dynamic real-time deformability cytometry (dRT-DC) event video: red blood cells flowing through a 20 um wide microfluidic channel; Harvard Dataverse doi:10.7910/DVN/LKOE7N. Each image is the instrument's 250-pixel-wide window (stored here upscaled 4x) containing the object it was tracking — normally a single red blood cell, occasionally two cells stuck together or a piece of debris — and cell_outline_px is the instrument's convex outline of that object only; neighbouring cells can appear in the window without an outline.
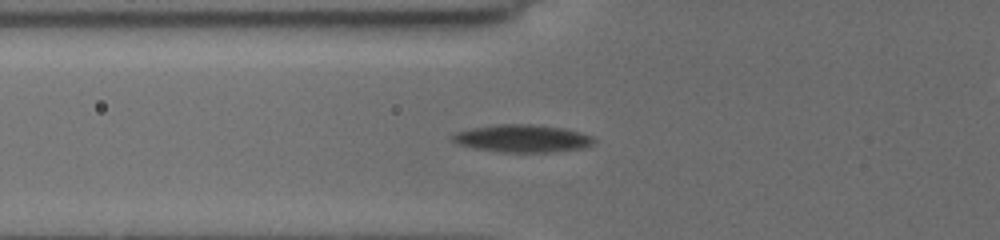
{"species": "common noctule bat (a hibernating species)", "species_latin": "Nyctalus noctula", "temperature_condition": "cold", "stored_images_in_passage": 22, "camera_frame_rate_fps": 3000, "um_per_image_px": 0.085, "animal": {"sex": "female", "body_mass_g": 19.5, "forearm_length_mm": 54.1}, "frame": {"image": 1, "passage_image": 3, "time_ms": 0.333, "image_size_px": [1000, 240], "cell_outline_px": [[596, 144], [588, 148], [552, 152], [500, 152], [468, 148], [456, 144], [448, 136], [456, 132], [476, 128], [504, 124], [520, 124], [560, 128], [592, 136], [596, 140]], "centroid_in_image_um": [44.39, 11.81], "position_along_channel_um": 81.4, "area_um2": 22.72}}
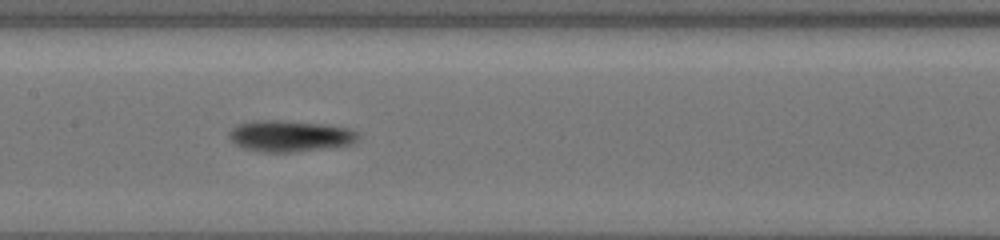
{"frame": {"image": 2, "passage_image": 13, "time_ms": 3.0, "image_size_px": [1000, 240], "cell_outline_px": [[356, 140], [352, 144], [324, 148], [292, 152], [260, 152], [240, 148], [228, 136], [236, 128], [244, 124], [308, 124], [344, 128], [356, 132]], "centroid_in_image_um": [24.67, 11.67], "position_along_channel_um": 182.7, "area_um2": 21.15}}
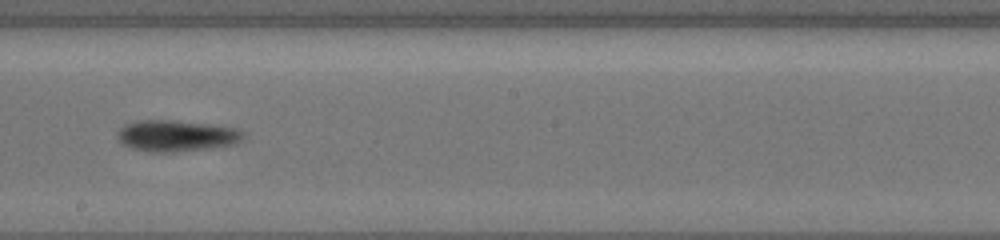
{"frame": {"image": 3, "passage_image": 20, "time_ms": 4.333, "image_size_px": [1000, 240], "cell_outline_px": [[244, 140], [240, 144], [224, 148], [180, 152], [148, 152], [132, 148], [120, 144], [116, 136], [124, 128], [132, 124], [148, 120], [188, 124], [224, 128], [240, 132], [244, 136]], "centroid_in_image_um": [15.03, 11.66], "position_along_channel_um": 233.2, "area_um2": 21.91}}